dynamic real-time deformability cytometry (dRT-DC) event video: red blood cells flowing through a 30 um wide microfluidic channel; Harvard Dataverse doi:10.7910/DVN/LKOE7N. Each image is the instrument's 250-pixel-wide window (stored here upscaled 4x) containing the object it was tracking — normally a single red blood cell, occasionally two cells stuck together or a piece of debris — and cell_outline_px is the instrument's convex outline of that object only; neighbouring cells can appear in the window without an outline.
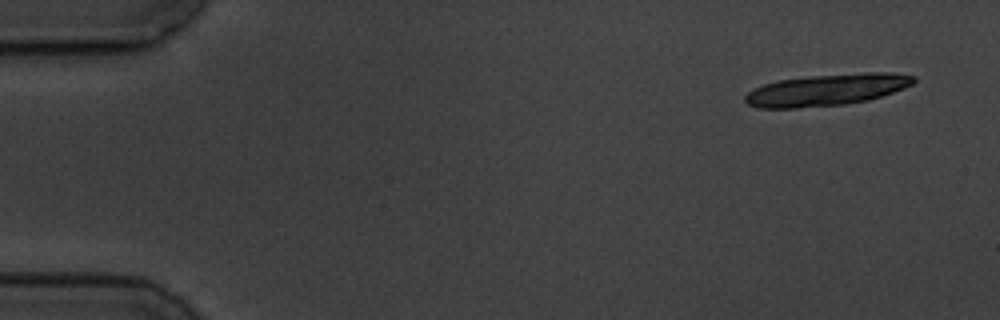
{"species": "common noctule bat (a hibernating species)", "species_latin": "Nyctalus noctula", "temperature_condition": "cold", "stored_images_in_passage": 4, "camera_frame_rate_fps": 3000, "um_per_image_px": 0.085, "animal": {"sex": "male", "body_mass_g": 19.5, "forearm_length_mm": 54.6}, "frame": {"image": 1, "passage_image": 1, "time_ms": 0.0, "image_size_px": [1000, 320], "cell_outline_px": [[916, 80], [912, 84], [904, 88], [868, 100], [844, 104], [796, 108], [756, 108], [748, 104], [744, 100], [744, 96], [752, 88], [764, 84], [780, 80], [808, 76], [864, 72], [892, 72], [916, 76]], "centroid_in_image_um": [70.26, 7.63], "position_along_channel_um": 14.7, "area_um2": 31.15}}